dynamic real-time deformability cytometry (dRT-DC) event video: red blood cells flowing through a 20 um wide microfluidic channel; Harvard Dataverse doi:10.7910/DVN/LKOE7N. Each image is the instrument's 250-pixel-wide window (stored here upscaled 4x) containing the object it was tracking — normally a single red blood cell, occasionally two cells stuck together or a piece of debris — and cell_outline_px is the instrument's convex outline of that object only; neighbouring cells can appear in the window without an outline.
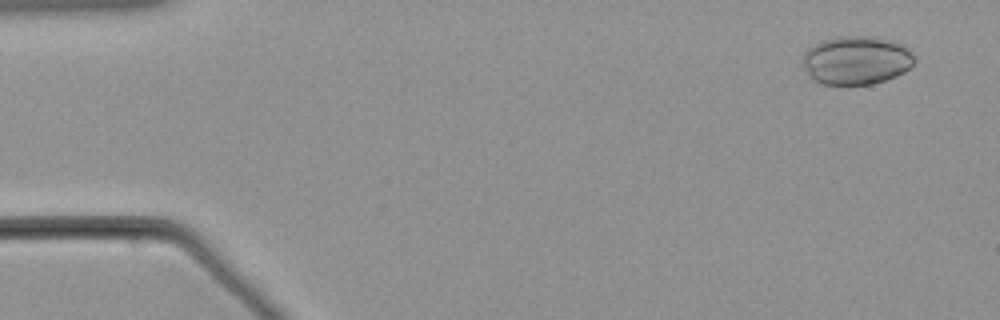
{"species": "common noctule bat (a hibernating species)", "species_latin": "Nyctalus noctula", "temperature_condition": "warm", "stored_images_in_passage": 57, "camera_frame_rate_fps": 3000, "um_per_image_px": 0.085, "animal": {"sex": "male", "body_mass_g": 21.5, "forearm_length_mm": 52.0}, "frame": {"image": 1, "passage_image": 4, "time_ms": 1.0, "image_size_px": [1000, 320], "cell_outline_px": [[916, 60], [904, 72], [896, 76], [872, 84], [848, 88], [820, 84], [812, 80], [808, 76], [804, 68], [804, 52], [808, 48], [824, 40], [836, 36], [876, 36], [904, 44], [916, 56]], "centroid_in_image_um": [72.79, 5.16], "position_along_channel_um": 12.2, "area_um2": 32.6}}
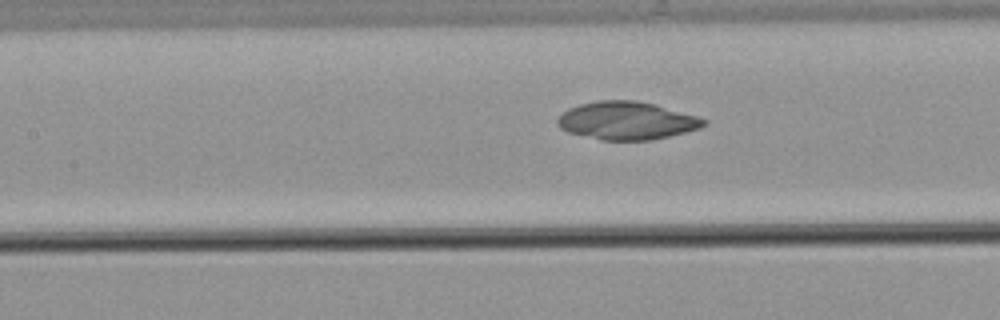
{"frame": {"image": 2, "passage_image": 26, "time_ms": 8.333, "image_size_px": [1000, 320], "cell_outline_px": [[708, 120], [700, 128], [652, 140], [600, 140], [568, 132], [560, 128], [556, 124], [556, 120], [568, 108], [580, 104], [600, 100], [636, 100], [656, 104], [696, 116]], "centroid_in_image_um": [53.25, 10.25], "position_along_channel_um": 154.2, "area_um2": 32.25}}
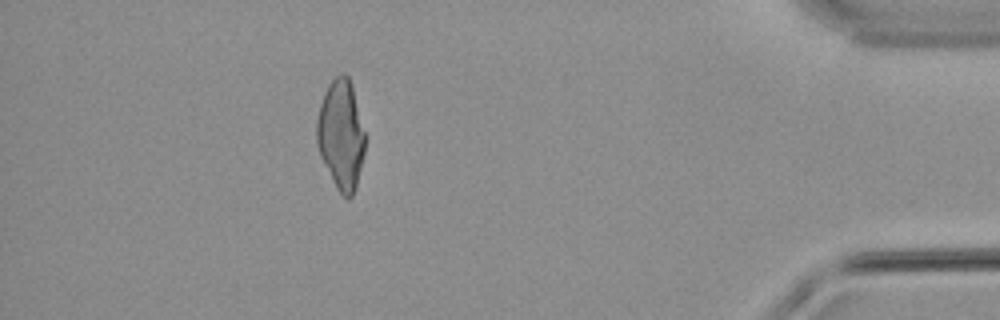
{"frame": {"image": 3, "passage_image": 51, "time_ms": 16.667, "image_size_px": [1000, 320], "cell_outline_px": [[364, 152], [356, 188], [352, 196], [348, 200], [336, 188], [320, 156], [316, 144], [316, 120], [320, 104], [324, 92], [328, 84], [340, 72], [344, 72], [348, 76], [352, 84], [364, 132]], "centroid_in_image_um": [28.96, 11.44], "position_along_channel_um": 406.2, "area_um2": 30.87}}